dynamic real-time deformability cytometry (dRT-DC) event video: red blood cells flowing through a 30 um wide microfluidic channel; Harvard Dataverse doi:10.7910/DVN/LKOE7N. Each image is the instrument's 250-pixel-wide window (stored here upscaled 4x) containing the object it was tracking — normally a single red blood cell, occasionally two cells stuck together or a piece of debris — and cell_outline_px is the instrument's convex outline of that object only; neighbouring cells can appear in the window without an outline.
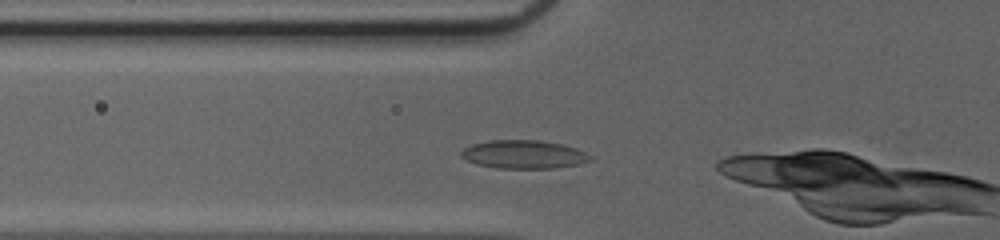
{"species": "common noctule bat (a hibernating species)", "species_latin": "Nyctalus noctula", "temperature_condition": "cold", "stored_images_in_passage": 8, "camera_frame_rate_fps": 3000, "um_per_image_px": 0.085, "animal": {"sex": "female", "body_mass_g": 20.0, "forearm_length_mm": 54.0}, "frame": {"image": 1, "passage_image": 3, "time_ms": 0.667, "image_size_px": [1000, 240], "cell_outline_px": [[592, 160], [580, 164], [552, 168], [496, 168], [476, 164], [460, 156], [460, 152], [464, 148], [472, 144], [488, 140], [540, 140], [560, 144], [576, 148], [592, 156]], "centroid_in_image_um": [44.5, 13.12], "position_along_channel_um": 81.3, "area_um2": 21.33}}
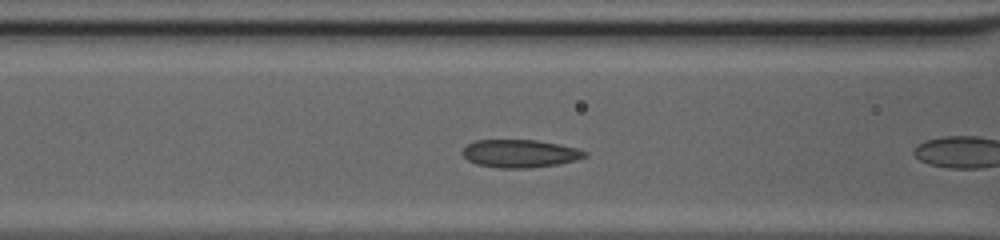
{"frame": {"image": 2, "passage_image": 6, "time_ms": 1.667, "image_size_px": [1000, 240], "cell_outline_px": [[588, 156], [576, 160], [556, 164], [528, 168], [500, 168], [476, 164], [468, 160], [460, 152], [468, 144], [476, 140], [536, 140], [560, 144], [576, 148], [588, 152]], "centroid_in_image_um": [44.2, 13.05], "position_along_channel_um": 122.4, "area_um2": 19.88}}